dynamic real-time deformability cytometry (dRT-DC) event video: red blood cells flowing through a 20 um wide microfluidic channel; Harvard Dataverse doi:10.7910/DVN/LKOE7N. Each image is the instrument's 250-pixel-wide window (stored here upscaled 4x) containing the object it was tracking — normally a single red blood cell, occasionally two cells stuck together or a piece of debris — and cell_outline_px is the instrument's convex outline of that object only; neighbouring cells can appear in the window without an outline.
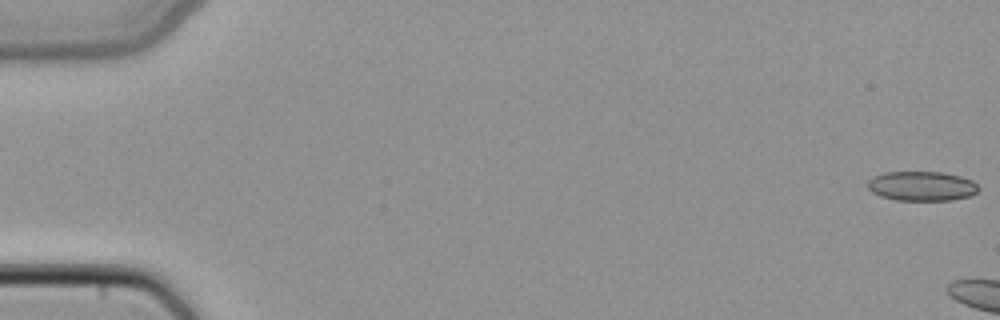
{"species": "common noctule bat (a hibernating species)", "species_latin": "Nyctalus noctula", "temperature_condition": "cold", "stored_images_in_passage": 5, "camera_frame_rate_fps": 3000, "um_per_image_px": 0.085, "animal": {"sex": "female", "body_mass_g": 22.7, "forearm_length_mm": 54.2}, "frame": {"image": 1, "passage_image": 1, "time_ms": 0.0, "image_size_px": [1000, 320], "cell_outline_px": [[980, 188], [976, 192], [968, 196], [952, 200], [896, 200], [880, 196], [872, 192], [868, 188], [868, 180], [872, 176], [884, 172], [944, 172], [960, 176], [972, 180]], "centroid_in_image_um": [78.33, 15.81], "position_along_channel_um": 6.7, "area_um2": 19.13}}